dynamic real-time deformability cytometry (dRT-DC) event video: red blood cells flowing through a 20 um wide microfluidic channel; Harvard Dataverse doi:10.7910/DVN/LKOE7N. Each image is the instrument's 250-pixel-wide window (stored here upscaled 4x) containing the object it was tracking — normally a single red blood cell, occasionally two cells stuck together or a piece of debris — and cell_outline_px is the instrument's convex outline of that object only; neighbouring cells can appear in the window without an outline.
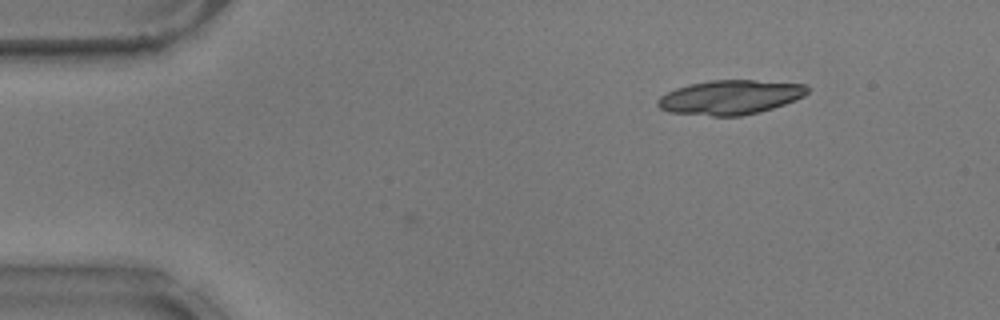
{"species": "common noctule bat (a hibernating species)", "species_latin": "Nyctalus noctula", "temperature_condition": "warm", "stored_images_in_passage": 5, "camera_frame_rate_fps": 3000, "um_per_image_px": 0.085, "animal": {"sex": "male", "body_mass_g": 17.9}, "frame": {"image": 1, "passage_image": 1, "time_ms": 0.0, "image_size_px": [1000, 320], "cell_outline_px": [[808, 92], [804, 96], [784, 104], [760, 112], [740, 116], [712, 116], [668, 112], [660, 108], [656, 104], [656, 100], [660, 96], [676, 88], [688, 84], [708, 80], [752, 80], [804, 84], [808, 88]], "centroid_in_image_um": [62.03, 8.27], "position_along_channel_um": 23.0, "area_um2": 30.0}}